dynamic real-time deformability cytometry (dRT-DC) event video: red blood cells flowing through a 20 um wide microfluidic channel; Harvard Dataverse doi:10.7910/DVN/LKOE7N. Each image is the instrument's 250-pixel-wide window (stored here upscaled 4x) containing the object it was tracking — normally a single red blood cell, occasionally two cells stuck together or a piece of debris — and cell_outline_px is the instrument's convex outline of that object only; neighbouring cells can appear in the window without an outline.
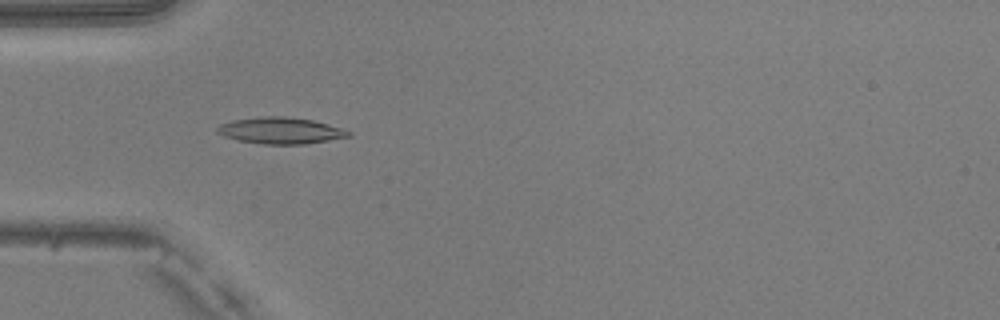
{"species": "common noctule bat (a hibernating species)", "species_latin": "Nyctalus noctula", "temperature_condition": "warm", "stored_images_in_passage": 50, "camera_frame_rate_fps": 3000, "um_per_image_px": 0.085, "animal": {"sex": "male", "body_mass_g": 20.5, "forearm_length_mm": 52.5}, "frame": {"image": 1, "passage_image": 16, "time_ms": 5.0, "image_size_px": [1000, 320], "cell_outline_px": [[352, 136], [304, 144], [264, 144], [236, 140], [224, 136], [216, 132], [216, 128], [220, 124], [232, 120], [264, 116], [284, 116], [312, 120], [328, 124], [352, 132]], "centroid_in_image_um": [23.83, 11.1], "position_along_channel_um": 61.2, "area_um2": 20.17}}
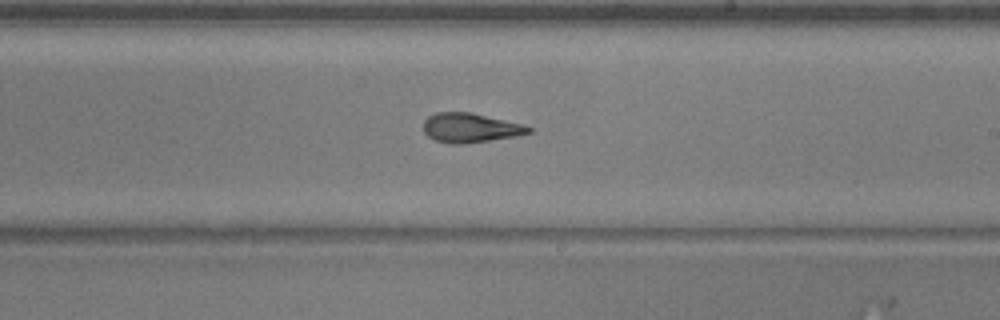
{"frame": {"image": 2, "passage_image": 30, "time_ms": 9.667, "image_size_px": [1000, 320], "cell_outline_px": [[532, 132], [516, 136], [464, 144], [448, 144], [436, 140], [428, 136], [424, 132], [424, 120], [428, 116], [436, 112], [472, 112], [524, 124], [532, 128]], "centroid_in_image_um": [39.98, 10.86], "position_along_channel_um": 249.0, "area_um2": 18.15}}
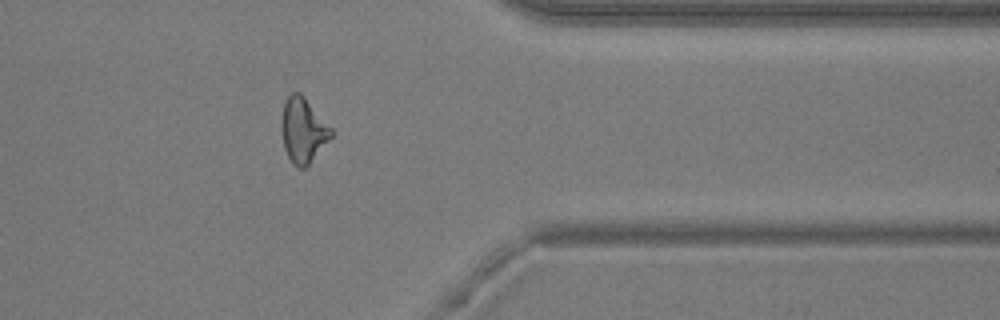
{"frame": {"image": 3, "passage_image": 41, "time_ms": 13.333, "image_size_px": [1000, 320], "cell_outline_px": [[332, 136], [308, 164], [304, 168], [300, 168], [292, 164], [284, 148], [280, 128], [280, 120], [284, 100], [292, 92], [300, 92], [304, 96], [332, 128]], "centroid_in_image_um": [25.72, 11.04], "position_along_channel_um": 385.7, "area_um2": 18.84}, "authors_computed_cell_mechanics": {"area_um2": 18.5538, "velocity_mm_per_s": 4.0677, "shape_relaxation_time_tau1_ms": 4.3731, "shape_relaxation_time_tau2_ms": 2.0657, "deformation_change_tau1": 0.1698, "deformation_change_tau2": 0.0989}}